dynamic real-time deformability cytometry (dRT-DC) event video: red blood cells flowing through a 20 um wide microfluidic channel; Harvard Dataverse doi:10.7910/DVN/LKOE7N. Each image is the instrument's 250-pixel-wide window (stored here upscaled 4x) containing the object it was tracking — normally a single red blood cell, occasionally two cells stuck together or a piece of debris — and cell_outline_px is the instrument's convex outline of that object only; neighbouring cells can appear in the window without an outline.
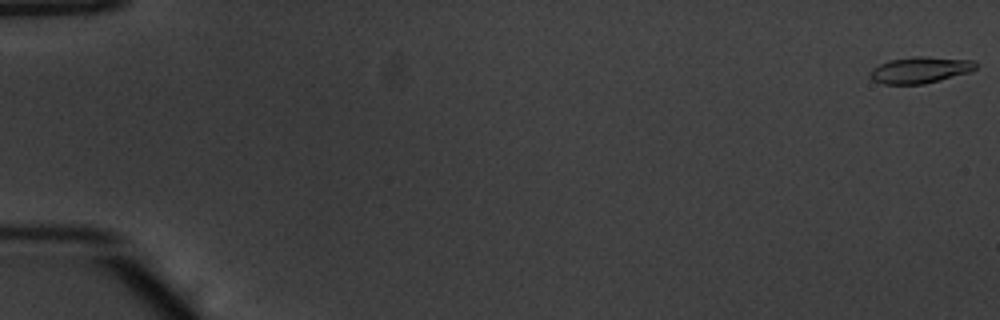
{"species": "common noctule bat (a hibernating species)", "species_latin": "Nyctalus noctula", "temperature_condition": "warm", "stored_images_in_passage": 54, "camera_frame_rate_fps": 3000, "um_per_image_px": 0.085, "animal": {"sex": "male", "body_mass_g": 20.1, "forearm_length_mm": 53.5}, "frame": {"image": 1, "passage_image": 1, "time_ms": 0.0, "image_size_px": [1000, 320], "cell_outline_px": [[976, 68], [972, 72], [924, 84], [884, 84], [872, 80], [868, 76], [868, 72], [872, 68], [888, 60], [916, 56], [924, 56], [972, 60], [976, 64]], "centroid_in_image_um": [78.18, 5.95], "position_along_channel_um": 6.8, "area_um2": 16.42}}
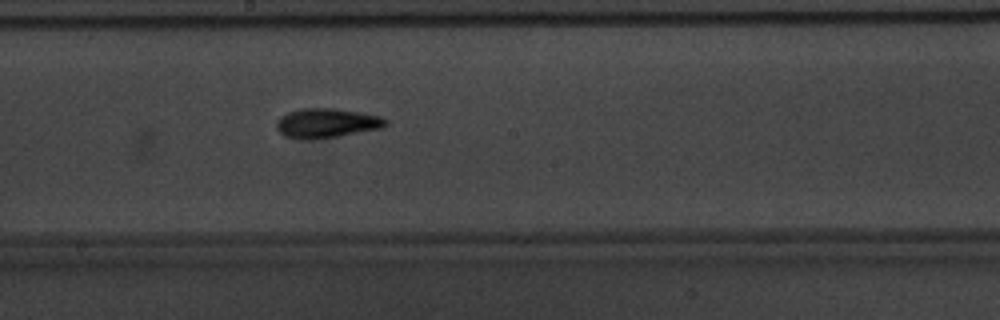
{"frame": {"image": 2, "passage_image": 31, "time_ms": 10.0, "image_size_px": [1000, 320], "cell_outline_px": [[388, 124], [380, 128], [336, 136], [304, 140], [284, 136], [276, 128], [276, 120], [280, 116], [288, 112], [300, 108], [336, 108], [360, 112], [380, 116], [388, 120]], "centroid_in_image_um": [27.72, 10.45], "position_along_channel_um": 220.5, "area_um2": 18.73}}
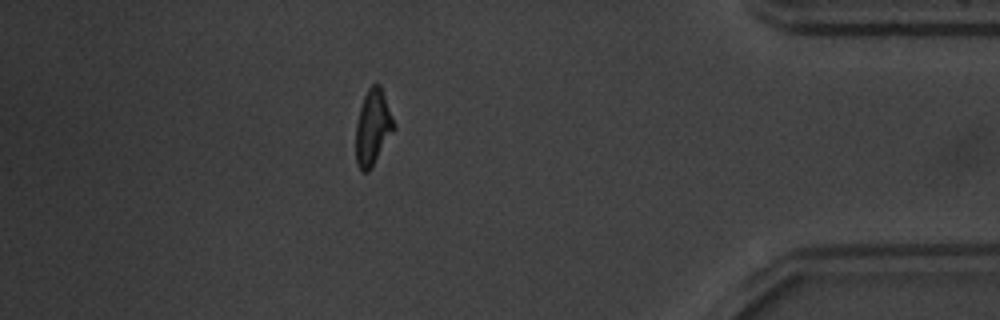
{"frame": {"image": 3, "passage_image": 48, "time_ms": 15.667, "image_size_px": [1000, 320], "cell_outline_px": [[396, 128], [372, 168], [368, 172], [360, 172], [356, 164], [356, 124], [360, 108], [364, 96], [368, 88], [372, 84], [380, 84], [396, 124]], "centroid_in_image_um": [31.7, 10.87], "position_along_channel_um": 403.5, "area_um2": 17.05}, "authors_computed_cell_mechanics": {"area_um2": 16.8198, "velocity_mm_per_s": 3.8612, "shape_relaxation_time_tau1_ms": 2.9638, "shape_relaxation_time_tau2_ms": 2.6772, "deformation_change_tau1": 0.1886, "deformation_change_tau2": 0.1037}}